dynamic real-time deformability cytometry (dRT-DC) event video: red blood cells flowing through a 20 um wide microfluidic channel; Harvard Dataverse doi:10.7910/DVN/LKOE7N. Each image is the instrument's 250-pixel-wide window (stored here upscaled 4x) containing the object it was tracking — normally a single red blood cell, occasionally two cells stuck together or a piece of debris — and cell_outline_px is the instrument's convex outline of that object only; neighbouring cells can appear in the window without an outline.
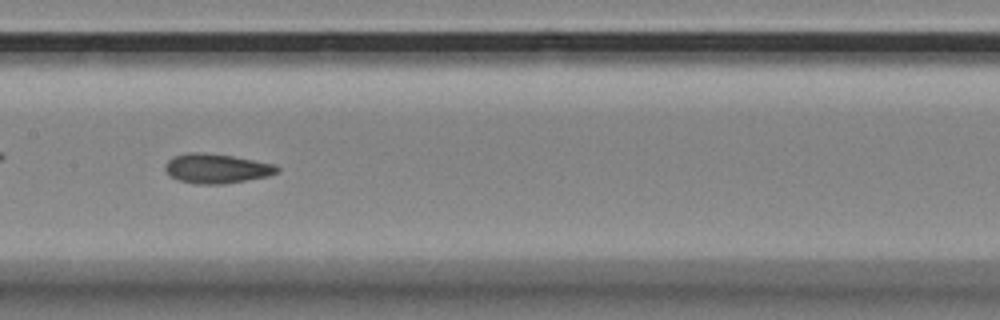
{"species": "Egyptian fruit bat (a non-hibernating species)", "species_latin": "Rousettus aegyptiacus", "temperature_condition": "room temperature", "stored_images_in_passage": 48, "camera_frame_rate_fps": 3000, "um_per_image_px": 0.085, "animal": {"sex": "female"}, "frame": {"image": 1, "passage_image": 19, "time_ms": 6.0, "image_size_px": [1000, 320], "cell_outline_px": [[280, 172], [268, 176], [224, 184], [196, 184], [180, 180], [172, 176], [164, 168], [164, 164], [172, 156], [188, 152], [200, 152], [232, 156], [272, 164], [280, 168]], "centroid_in_image_um": [18.39, 14.32], "position_along_channel_um": 189.0, "area_um2": 19.13}}
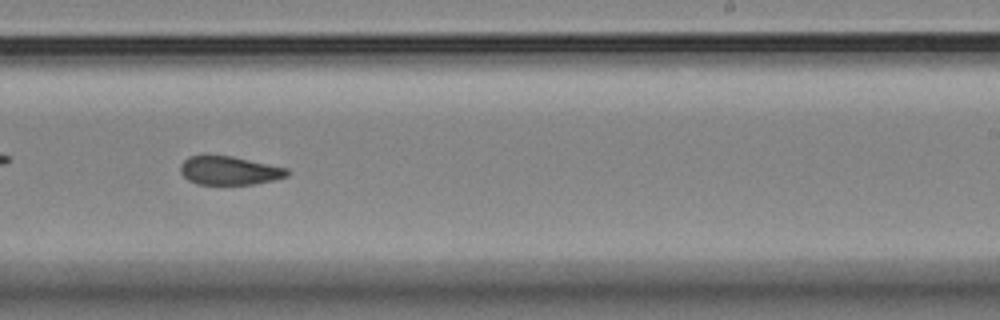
{"frame": {"image": 2, "passage_image": 26, "time_ms": 8.333, "image_size_px": [1000, 320], "cell_outline_px": [[288, 176], [272, 180], [252, 184], [196, 184], [188, 180], [180, 172], [180, 164], [188, 156], [232, 156], [288, 168]], "centroid_in_image_um": [19.47, 14.5], "position_along_channel_um": 269.5, "area_um2": 17.63}}
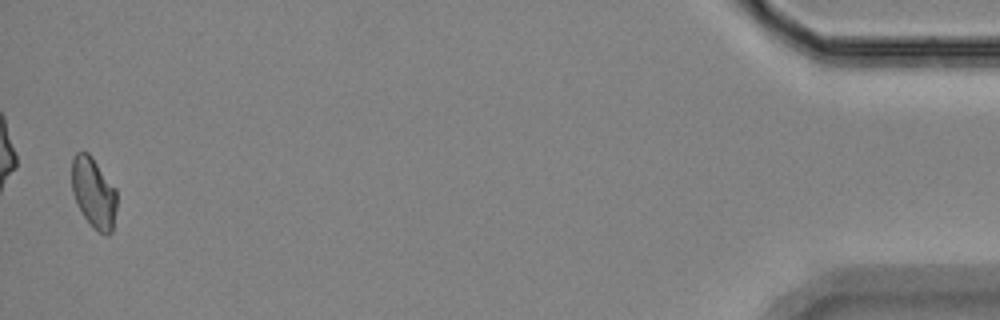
{"frame": {"image": 3, "passage_image": 47, "time_ms": 15.333, "image_size_px": [1000, 320], "cell_outline_px": [[116, 208], [112, 232], [108, 236], [104, 236], [92, 228], [84, 216], [72, 192], [72, 160], [76, 152], [88, 152], [92, 156], [116, 188]], "centroid_in_image_um": [7.98, 16.41], "position_along_channel_um": 427.2, "area_um2": 18.61}, "authors_computed_cell_mechanics": {"area_um2": 18.9873, "velocity_mm_per_s": 3.4692, "shape_relaxation_time_tau1_ms": null, "shape_relaxation_time_tau2_ms": 2.2712, "deformation_change_tau1": null, "deformation_change_tau2": 0.0491}}